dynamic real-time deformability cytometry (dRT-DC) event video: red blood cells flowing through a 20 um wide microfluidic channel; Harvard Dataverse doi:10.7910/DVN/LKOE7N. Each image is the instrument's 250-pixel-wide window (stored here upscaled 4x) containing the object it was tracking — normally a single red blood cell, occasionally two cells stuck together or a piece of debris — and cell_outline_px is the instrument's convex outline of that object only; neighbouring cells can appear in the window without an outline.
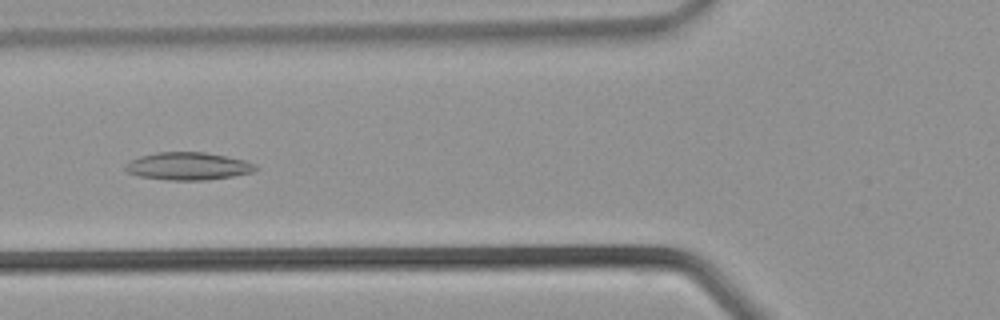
{"species": "common noctule bat (a hibernating species)", "species_latin": "Nyctalus noctula", "temperature_condition": "warm", "stored_images_in_passage": 32, "camera_frame_rate_fps": 3000, "um_per_image_px": 0.085, "animal": {"sex": "male", "body_mass_g": 21.5, "forearm_length_mm": 52.0}, "frame": {"image": 1, "passage_image": 10, "time_ms": 3.0, "image_size_px": [1000, 320], "cell_outline_px": [[260, 168], [252, 172], [232, 176], [208, 180], [168, 180], [140, 176], [128, 172], [124, 168], [124, 164], [128, 160], [140, 156], [156, 152], [204, 152], [244, 160], [256, 164]], "centroid_in_image_um": [15.97, 14.12], "position_along_channel_um": 109.8, "area_um2": 21.04}}
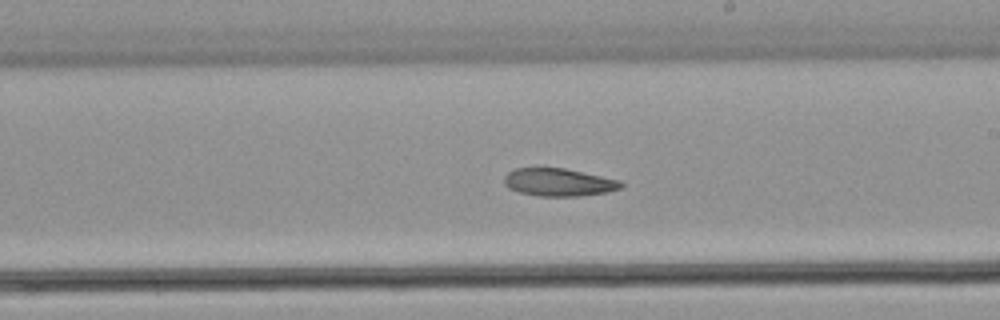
{"frame": {"image": 2, "passage_image": 17, "time_ms": 5.333, "image_size_px": [1000, 320], "cell_outline_px": [[624, 184], [620, 188], [608, 192], [580, 196], [540, 196], [520, 192], [508, 188], [504, 184], [504, 176], [508, 172], [516, 168], [564, 168], [620, 180]], "centroid_in_image_um": [47.48, 15.49], "position_along_channel_um": 241.5, "area_um2": 18.84}}
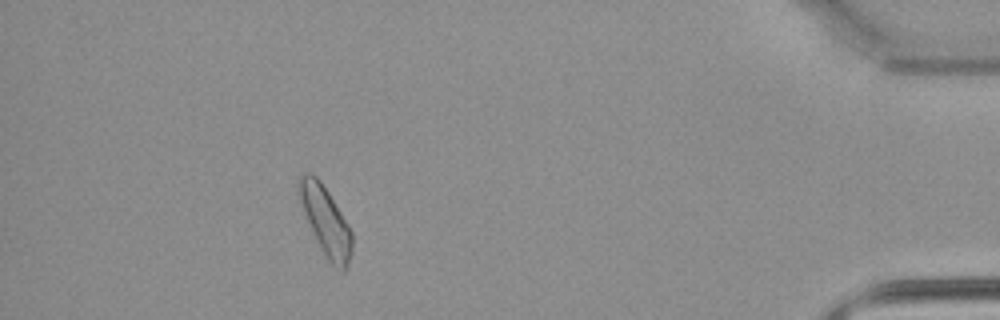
{"frame": {"image": 3, "passage_image": 29, "time_ms": 9.333, "image_size_px": [1000, 320], "cell_outline_px": [[352, 252], [348, 264], [344, 272], [332, 268], [304, 212], [296, 192], [296, 180], [300, 172], [308, 172], [316, 176], [320, 180], [328, 192], [348, 224], [352, 232]], "centroid_in_image_um": [27.66, 18.73], "position_along_channel_um": 407.5, "area_um2": 21.21}}